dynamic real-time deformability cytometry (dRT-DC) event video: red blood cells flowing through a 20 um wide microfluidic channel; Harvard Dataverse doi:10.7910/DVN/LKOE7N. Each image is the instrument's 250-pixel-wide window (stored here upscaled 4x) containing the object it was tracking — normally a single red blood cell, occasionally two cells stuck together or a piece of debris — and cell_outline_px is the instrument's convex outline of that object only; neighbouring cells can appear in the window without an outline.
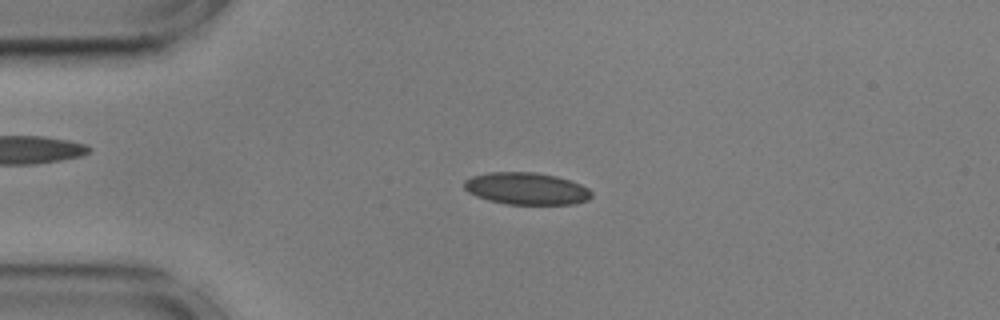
{"species": "common noctule bat (a hibernating species)", "species_latin": "Nyctalus noctula", "temperature_condition": "cold", "stored_images_in_passage": 55, "camera_frame_rate_fps": 3000, "um_per_image_px": 0.085, "animal": {"sex": "male", "body_mass_g": 17.9, "forearm_length_mm": 54.2}, "frame": {"image": 1, "passage_image": 12, "time_ms": 3.667, "image_size_px": [1000, 320], "cell_outline_px": [[592, 196], [588, 200], [576, 204], [508, 204], [488, 200], [476, 196], [468, 192], [464, 188], [464, 180], [472, 176], [488, 172], [536, 172], [556, 176], [580, 184], [588, 188], [592, 192]], "centroid_in_image_um": [44.74, 16.03], "position_along_channel_um": 40.3, "area_um2": 23.87}}
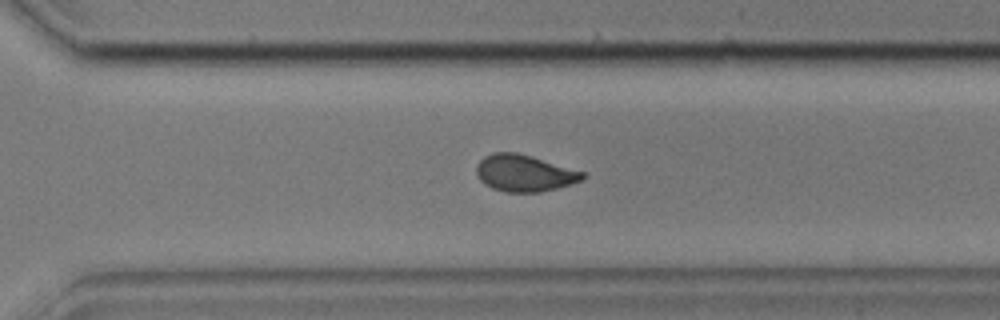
{"frame": {"image": 2, "passage_image": 38, "time_ms": 12.333, "image_size_px": [1000, 320], "cell_outline_px": [[588, 176], [584, 180], [556, 188], [540, 192], [504, 192], [492, 188], [484, 184], [476, 176], [476, 164], [484, 156], [492, 152], [516, 152], [532, 156], [584, 172]], "centroid_in_image_um": [44.55, 14.71], "position_along_channel_um": 326.0, "area_um2": 22.95}}
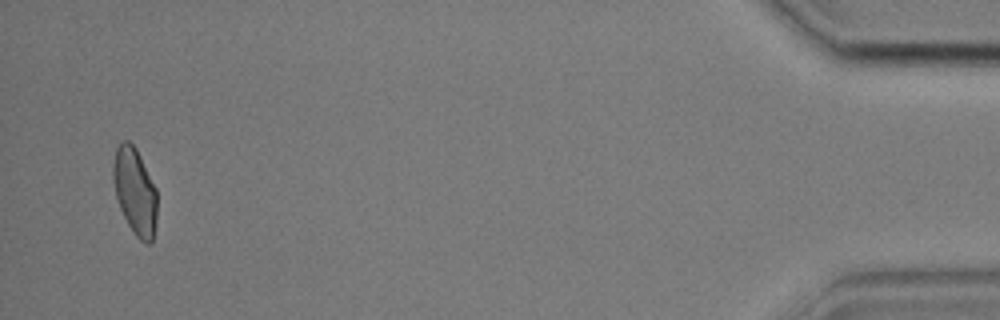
{"frame": {"image": 3, "passage_image": 53, "time_ms": 17.333, "image_size_px": [1000, 320], "cell_outline_px": [[156, 224], [152, 240], [148, 244], [144, 244], [132, 232], [120, 208], [116, 196], [112, 180], [112, 164], [116, 148], [124, 140], [128, 140], [136, 148], [156, 188]], "centroid_in_image_um": [11.45, 16.27], "position_along_channel_um": 423.7, "area_um2": 22.25}, "authors_computed_cell_mechanics": {"area_um2": 23.0622, "velocity_mm_per_s": 3.5864, "shape_relaxation_time_tau1_ms": 3.8329, "shape_relaxation_time_tau2_ms": 1.7705, "deformation_change_tau1": 0.1261, "deformation_change_tau2": 0.0739}}